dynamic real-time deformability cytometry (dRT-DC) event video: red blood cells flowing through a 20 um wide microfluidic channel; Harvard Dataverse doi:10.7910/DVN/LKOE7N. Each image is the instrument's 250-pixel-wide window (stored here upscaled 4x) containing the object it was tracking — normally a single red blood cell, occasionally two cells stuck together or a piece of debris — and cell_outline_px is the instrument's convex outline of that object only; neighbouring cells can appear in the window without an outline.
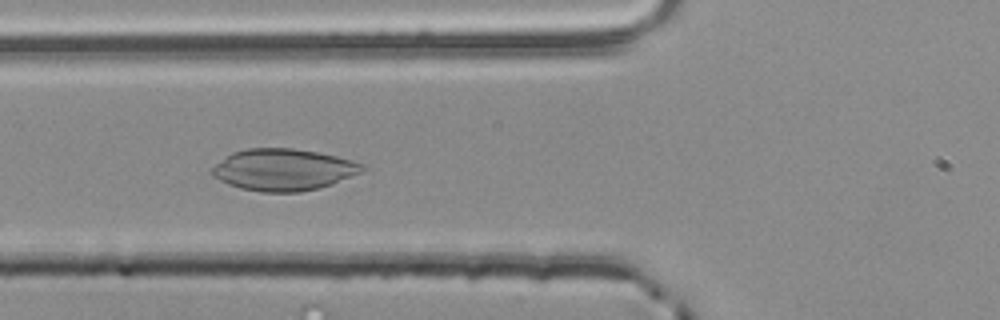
{"species": "common noctule bat (a hibernating species)", "species_latin": "Nyctalus noctula", "temperature_condition": "room temperature", "stored_images_in_passage": 54, "camera_frame_rate_fps": 3000, "um_per_image_px": 0.085, "animal": {"sex": "male", "body_mass_g": 20.4}, "frame": {"image": 1, "passage_image": 20, "time_ms": 6.333, "image_size_px": [1000, 320], "cell_outline_px": [[368, 168], [360, 172], [332, 184], [320, 188], [300, 192], [260, 192], [240, 188], [228, 184], [212, 176], [208, 172], [216, 164], [232, 152], [248, 148], [292, 148], [316, 152], [336, 156], [352, 160], [364, 164]], "centroid_in_image_um": [24.08, 14.43], "position_along_channel_um": 101.7, "area_um2": 36.59}}
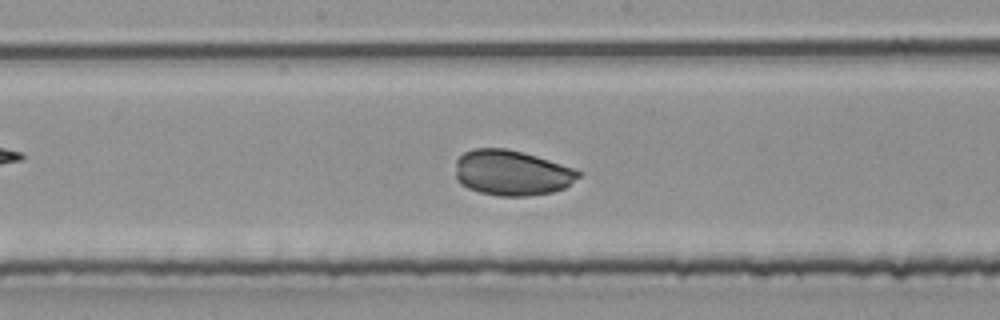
{"frame": {"image": 2, "passage_image": 28, "time_ms": 9.0, "image_size_px": [1000, 320], "cell_outline_px": [[584, 172], [580, 176], [564, 188], [552, 192], [528, 196], [496, 196], [480, 192], [468, 188], [460, 184], [456, 180], [456, 160], [464, 152], [472, 148], [504, 148], [536, 156]], "centroid_in_image_um": [43.47, 14.7], "position_along_channel_um": 204.7, "area_um2": 32.48}}
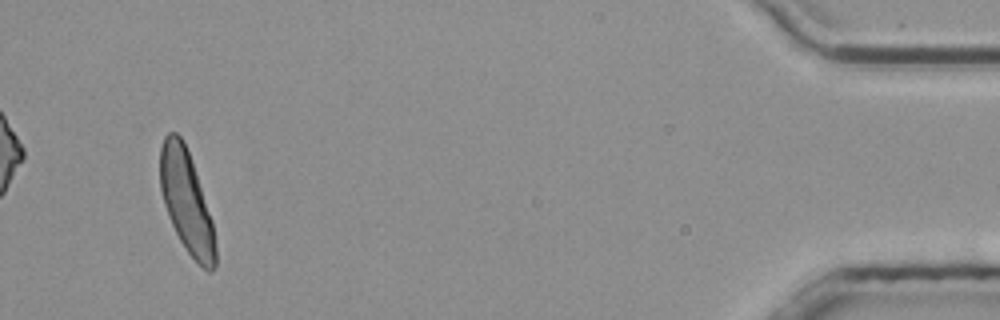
{"frame": {"image": 3, "passage_image": 51, "time_ms": 16.667, "image_size_px": [1000, 320], "cell_outline_px": [[216, 264], [212, 272], [208, 272], [188, 252], [180, 240], [168, 216], [160, 192], [160, 148], [164, 136], [168, 132], [176, 132], [180, 136], [188, 152], [212, 220], [216, 248]], "centroid_in_image_um": [15.83, 17.14], "position_along_channel_um": 419.4, "area_um2": 32.43}}